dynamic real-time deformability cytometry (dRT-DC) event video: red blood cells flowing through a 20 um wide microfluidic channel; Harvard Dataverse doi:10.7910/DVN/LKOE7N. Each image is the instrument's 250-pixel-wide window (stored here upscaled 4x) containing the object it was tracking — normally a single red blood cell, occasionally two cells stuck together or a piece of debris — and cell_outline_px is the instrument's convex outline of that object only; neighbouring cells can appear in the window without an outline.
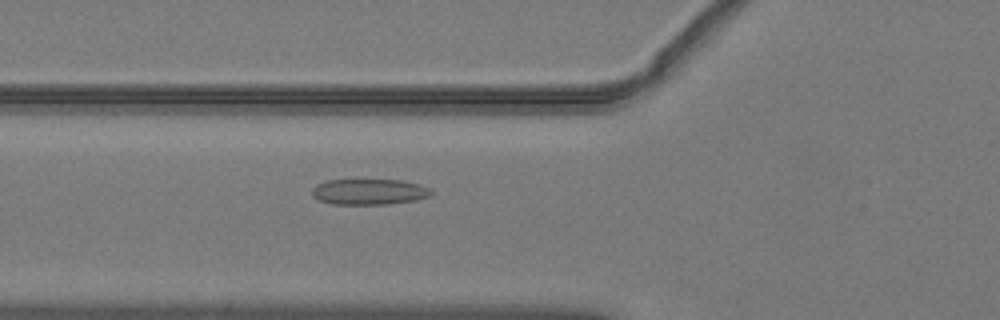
{"species": "common noctule bat (a hibernating species)", "species_latin": "Nyctalus noctula", "temperature_condition": "warm", "stored_images_in_passage": 52, "camera_frame_rate_fps": 3000, "um_per_image_px": 0.085, "animal": {"sex": "male", "body_mass_g": 19.2, "forearm_length_mm": 51.8}, "frame": {"image": 1, "passage_image": 20, "time_ms": 6.333, "image_size_px": [1000, 320], "cell_outline_px": [[432, 196], [416, 200], [388, 204], [332, 204], [320, 200], [312, 196], [312, 188], [316, 184], [324, 180], [404, 180], [420, 184], [432, 188]], "centroid_in_image_um": [31.41, 16.29], "position_along_channel_um": 94.4, "area_um2": 18.15}}
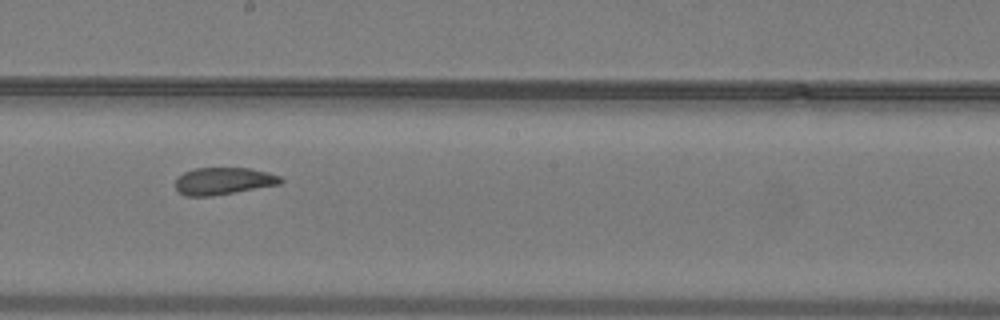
{"frame": {"image": 2, "passage_image": 30, "time_ms": 9.667, "image_size_px": [1000, 320], "cell_outline_px": [[284, 180], [280, 184], [212, 196], [184, 196], [176, 188], [176, 180], [184, 172], [196, 168], [248, 168], [268, 172], [280, 176]], "centroid_in_image_um": [19.0, 15.39], "position_along_channel_um": 229.2, "area_um2": 16.53}}
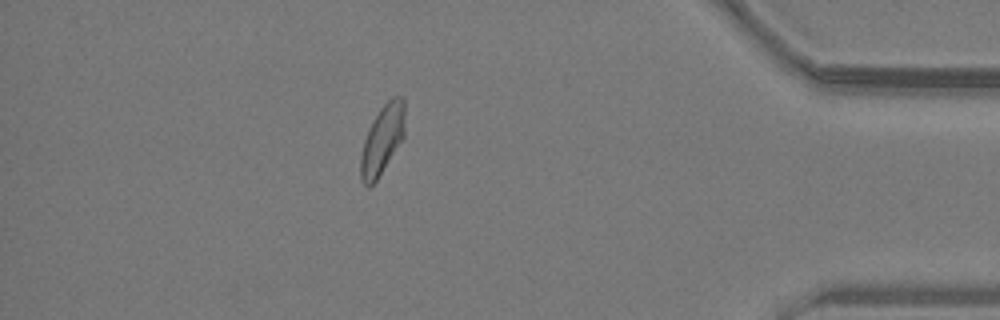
{"frame": {"image": 3, "passage_image": 46, "time_ms": 15.0, "image_size_px": [1000, 320], "cell_outline_px": [[404, 136], [376, 180], [368, 188], [360, 180], [360, 156], [364, 140], [368, 128], [372, 120], [380, 108], [392, 96], [404, 96]], "centroid_in_image_um": [32.47, 11.85], "position_along_channel_um": 402.7, "area_um2": 17.74}, "authors_computed_cell_mechanics": {"area_um2": 18.1492, "velocity_mm_per_s": 4.0312, "shape_relaxation_time_tau1_ms": 5.7552, "shape_relaxation_time_tau2_ms": 1.3566, "deformation_change_tau1": 0.1326, "deformation_change_tau2": 0.076}}